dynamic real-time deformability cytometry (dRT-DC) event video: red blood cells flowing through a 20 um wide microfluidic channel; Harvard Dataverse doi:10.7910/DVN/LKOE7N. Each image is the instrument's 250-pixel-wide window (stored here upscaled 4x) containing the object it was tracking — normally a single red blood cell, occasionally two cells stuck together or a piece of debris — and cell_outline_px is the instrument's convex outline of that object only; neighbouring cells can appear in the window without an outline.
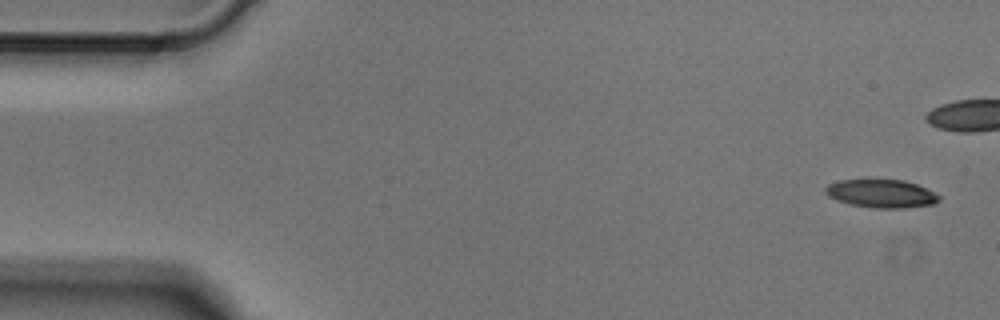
{"species": "Egyptian fruit bat (a non-hibernating species)", "species_latin": "Rousettus aegyptiacus", "temperature_condition": "cold", "stored_images_in_passage": 5, "camera_frame_rate_fps": 3000, "um_per_image_px": 0.085, "animal": {"sex": "male"}, "frame": {"image": 1, "passage_image": 1, "time_ms": 0.0, "image_size_px": [1000, 320], "cell_outline_px": [[940, 200], [936, 204], [904, 208], [872, 208], [852, 204], [836, 200], [828, 196], [824, 188], [828, 184], [836, 180], [904, 180], [916, 184], [940, 196]], "centroid_in_image_um": [74.9, 16.46], "position_along_channel_um": 10.1, "area_um2": 18.61}}
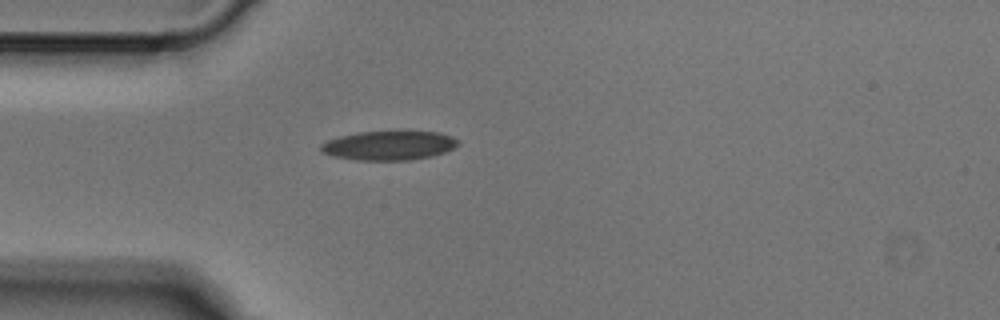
{"frame": {"image": 2, "passage_image": 5, "time_ms": 1.333, "image_size_px": [1000, 320], "cell_outline_px": [[460, 144], [444, 152], [432, 156], [408, 160], [356, 160], [336, 156], [320, 152], [320, 144], [328, 140], [340, 136], [360, 132], [396, 128], [436, 132], [452, 136], [460, 140]], "centroid_in_image_um": [33.1, 12.31], "position_along_channel_um": 51.9, "area_um2": 24.22}}